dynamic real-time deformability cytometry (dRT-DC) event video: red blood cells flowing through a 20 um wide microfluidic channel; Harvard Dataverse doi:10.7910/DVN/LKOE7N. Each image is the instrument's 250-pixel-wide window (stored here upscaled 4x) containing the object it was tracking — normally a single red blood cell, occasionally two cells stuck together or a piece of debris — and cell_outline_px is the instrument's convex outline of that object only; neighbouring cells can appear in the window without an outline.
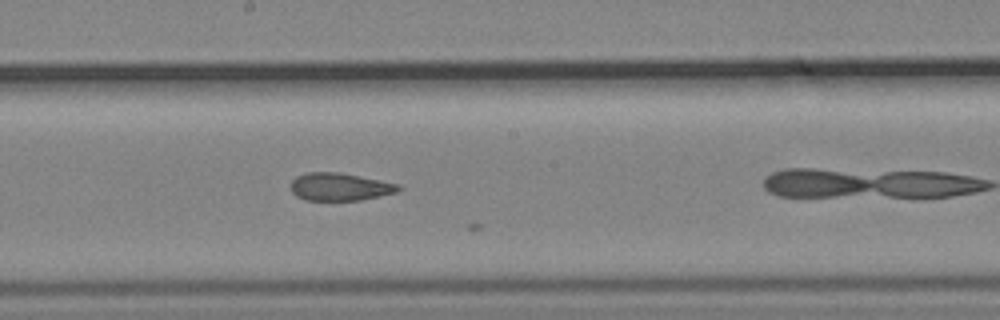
{"species": "common noctule bat (a hibernating species)", "species_latin": "Nyctalus noctula", "temperature_condition": "cold", "stored_images_in_passage": 12, "camera_frame_rate_fps": 3000, "um_per_image_px": 0.085, "animal": {"sex": "male", "body_mass_g": 19.2, "forearm_length_mm": 51.8}, "frame": {"image": 1, "passage_image": 11, "time_ms": 3.333, "image_size_px": [1000, 320], "cell_outline_px": [[400, 188], [396, 192], [380, 196], [360, 200], [304, 200], [296, 196], [288, 188], [288, 184], [296, 176], [308, 172], [340, 172], [400, 184]], "centroid_in_image_um": [28.82, 15.87], "position_along_channel_um": 219.4, "area_um2": 17.57}}